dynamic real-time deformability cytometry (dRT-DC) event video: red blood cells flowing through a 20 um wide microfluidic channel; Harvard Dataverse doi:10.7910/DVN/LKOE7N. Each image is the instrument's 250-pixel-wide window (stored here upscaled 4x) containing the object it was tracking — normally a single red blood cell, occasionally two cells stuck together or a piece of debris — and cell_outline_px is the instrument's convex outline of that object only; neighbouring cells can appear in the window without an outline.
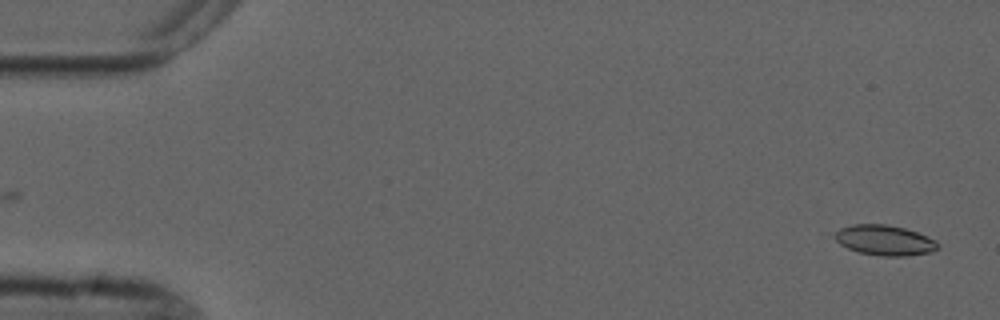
{"species": "common noctule bat (a hibernating species)", "species_latin": "Nyctalus noctula", "temperature_condition": "cold", "stored_images_in_passage": 2, "camera_frame_rate_fps": 3000, "um_per_image_px": 0.085, "animal": {"sex": "male", "forearm_length_mm": 52.5}, "frame": {"image": 1, "passage_image": 2, "time_ms": 1.333, "image_size_px": [1000, 320], "cell_outline_px": [[940, 248], [932, 252], [908, 256], [884, 256], [860, 252], [848, 248], [840, 244], [836, 240], [832, 232], [840, 228], [852, 224], [888, 224], [904, 228], [916, 232], [936, 240], [940, 244]], "centroid_in_image_um": [75.2, 20.41], "position_along_channel_um": 9.8, "area_um2": 18.32}}